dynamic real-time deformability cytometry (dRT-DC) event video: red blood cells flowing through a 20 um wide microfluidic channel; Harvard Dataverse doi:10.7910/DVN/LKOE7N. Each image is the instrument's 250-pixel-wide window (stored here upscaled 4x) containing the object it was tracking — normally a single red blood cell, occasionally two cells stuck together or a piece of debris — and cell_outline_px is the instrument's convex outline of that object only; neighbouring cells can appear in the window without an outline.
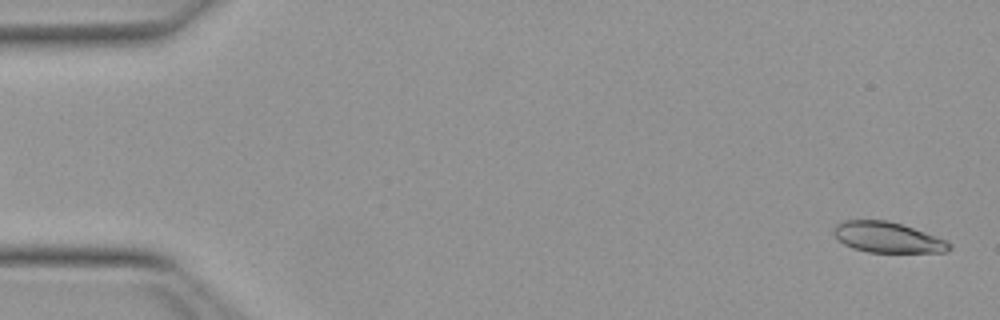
{"species": "Egyptian fruit bat (a non-hibernating species)", "species_latin": "Rousettus aegyptiacus", "temperature_condition": "warm", "stored_images_in_passage": 17, "camera_frame_rate_fps": 3000, "um_per_image_px": 0.085, "animal": {"sex": "female"}, "frame": {"image": 1, "passage_image": 2, "time_ms": 0.333, "image_size_px": [1000, 320], "cell_outline_px": [[952, 248], [948, 252], [868, 252], [852, 248], [844, 244], [832, 232], [836, 224], [844, 220], [888, 220], [912, 228], [944, 240], [952, 244]], "centroid_in_image_um": [75.41, 20.18], "position_along_channel_um": 9.6, "area_um2": 20.35}}
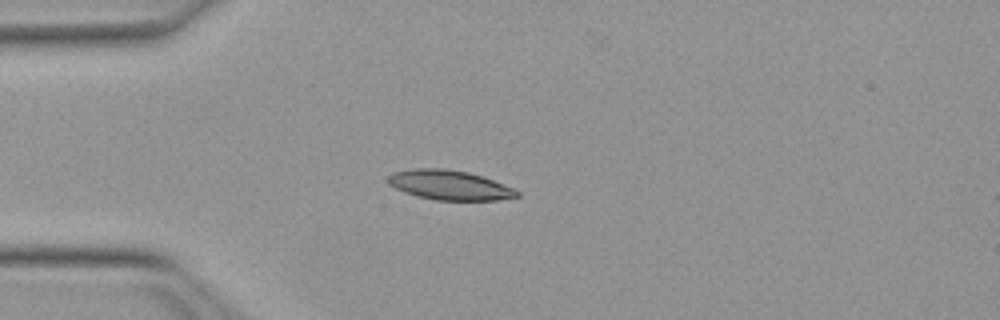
{"frame": {"image": 2, "passage_image": 14, "time_ms": 4.333, "image_size_px": [1000, 320], "cell_outline_px": [[520, 196], [500, 200], [436, 200], [416, 196], [404, 192], [388, 184], [388, 176], [392, 172], [412, 168], [444, 168], [468, 172], [492, 180], [512, 188], [520, 192]], "centroid_in_image_um": [38.17, 15.73], "position_along_channel_um": 46.8, "area_um2": 22.25}}